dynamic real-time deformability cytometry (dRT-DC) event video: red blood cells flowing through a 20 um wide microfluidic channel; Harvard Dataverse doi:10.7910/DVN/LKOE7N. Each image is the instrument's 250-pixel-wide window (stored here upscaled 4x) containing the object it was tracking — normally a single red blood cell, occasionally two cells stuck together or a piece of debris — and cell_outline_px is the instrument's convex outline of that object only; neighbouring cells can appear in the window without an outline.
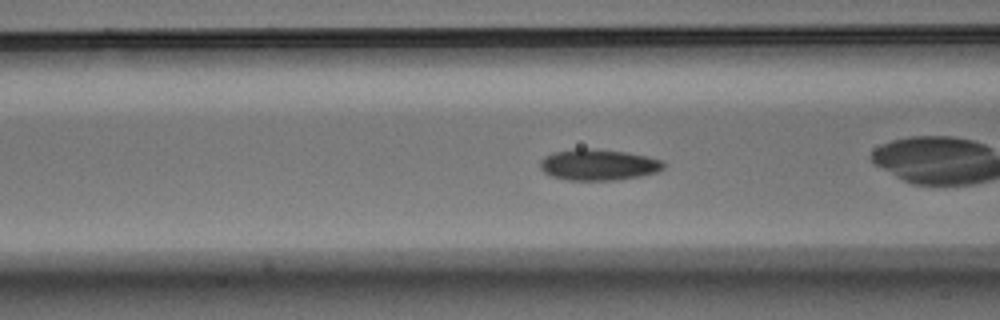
{"species": "Egyptian fruit bat (a non-hibernating species)", "species_latin": "Rousettus aegyptiacus", "temperature_condition": "warm", "stored_images_in_passage": 56, "camera_frame_rate_fps": 3000, "um_per_image_px": 0.085, "animal": {"sex": "male"}, "frame": {"image": 1, "passage_image": 19, "time_ms": 6.0, "image_size_px": [1000, 320], "cell_outline_px": [[664, 168], [656, 172], [640, 176], [616, 180], [568, 180], [552, 176], [544, 172], [540, 168], [540, 160], [544, 156], [552, 152], [576, 148], [584, 148], [624, 152], [644, 156], [660, 160], [664, 164]], "centroid_in_image_um": [50.8, 14.01], "position_along_channel_um": 115.8, "area_um2": 22.2}}
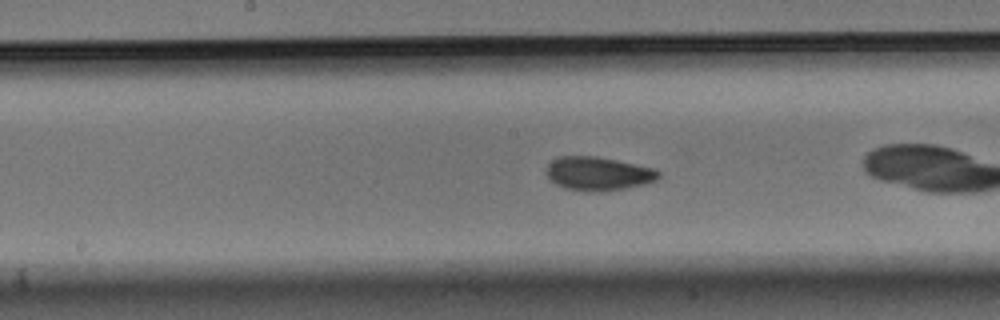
{"frame": {"image": 2, "passage_image": 26, "time_ms": 8.333, "image_size_px": [1000, 320], "cell_outline_px": [[660, 176], [656, 180], [644, 184], [624, 188], [600, 192], [584, 192], [564, 188], [548, 180], [544, 172], [548, 164], [552, 160], [560, 156], [596, 156], [616, 160], [652, 168], [660, 172]], "centroid_in_image_um": [50.77, 14.77], "position_along_channel_um": 197.4, "area_um2": 22.2}}
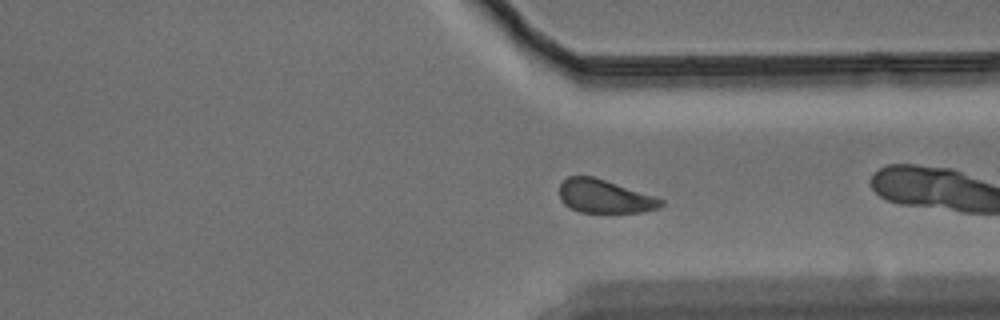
{"frame": {"image": 3, "passage_image": 40, "time_ms": 13.0, "image_size_px": [1000, 320], "cell_outline_px": [[664, 204], [660, 208], [640, 212], [580, 212], [564, 204], [560, 200], [560, 184], [568, 176], [592, 176], [656, 196], [664, 200]], "centroid_in_image_um": [51.41, 16.69], "position_along_channel_um": 360.0, "area_um2": 19.71}, "authors_computed_cell_mechanics": {"area_um2": 21.5016, "velocity_mm_per_s": 3.4938, "shape_relaxation_time_tau1_ms": 2.9715, "shape_relaxation_time_tau2_ms": 3.4466, "deformation_change_tau1": 0.0954, "deformation_change_tau2": 0.0718}}